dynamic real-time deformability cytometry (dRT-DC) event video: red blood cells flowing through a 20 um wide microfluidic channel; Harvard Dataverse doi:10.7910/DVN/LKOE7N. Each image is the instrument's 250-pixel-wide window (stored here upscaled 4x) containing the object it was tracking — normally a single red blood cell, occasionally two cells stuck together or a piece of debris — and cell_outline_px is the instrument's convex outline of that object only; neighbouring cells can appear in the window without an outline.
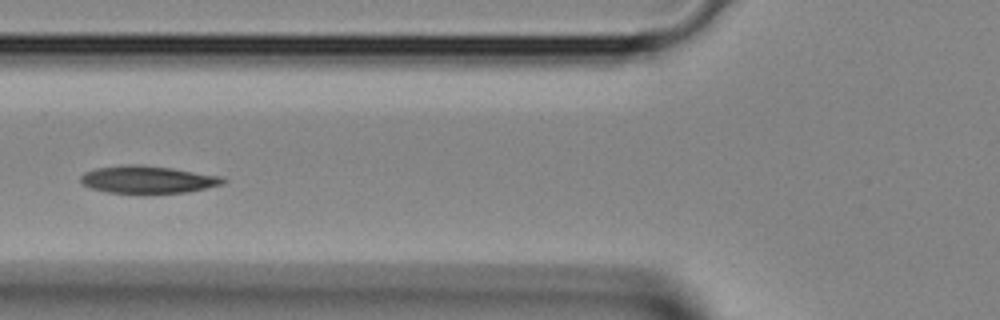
{"species": "Egyptian fruit bat (a non-hibernating species)", "species_latin": "Rousettus aegyptiacus", "temperature_condition": "room temperature", "stored_images_in_passage": 4, "camera_frame_rate_fps": 3000, "um_per_image_px": 0.085, "animal": {"sex": "female"}, "frame": {"image": 1, "passage_image": 4, "time_ms": 1.0, "image_size_px": [1000, 320], "cell_outline_px": [[228, 180], [224, 184], [188, 192], [108, 192], [92, 188], [84, 184], [80, 180], [80, 176], [84, 172], [96, 168], [128, 164], [136, 164], [172, 168], [224, 176]], "centroid_in_image_um": [12.62, 15.24], "position_along_channel_um": 113.2, "area_um2": 22.54}}